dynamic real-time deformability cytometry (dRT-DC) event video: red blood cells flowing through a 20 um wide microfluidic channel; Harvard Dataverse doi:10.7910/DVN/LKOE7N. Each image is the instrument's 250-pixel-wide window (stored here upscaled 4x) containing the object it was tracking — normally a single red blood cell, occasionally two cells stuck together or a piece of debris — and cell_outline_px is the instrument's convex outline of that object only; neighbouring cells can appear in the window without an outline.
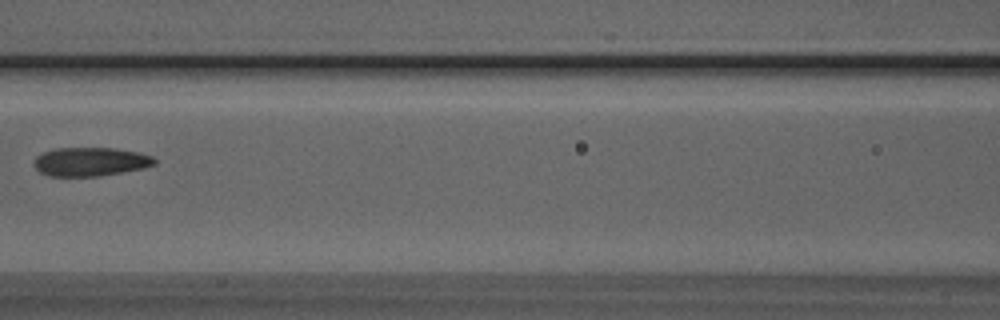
{"species": "Egyptian fruit bat (a non-hibernating species)", "species_latin": "Rousettus aegyptiacus", "temperature_condition": "room temperature", "stored_images_in_passage": 7, "camera_frame_rate_fps": 3000, "um_per_image_px": 0.085, "animal": {"sex": "male"}, "frame": {"image": 1, "passage_image": 6, "time_ms": 1.667, "image_size_px": [1000, 320], "cell_outline_px": [[156, 164], [144, 168], [100, 176], [48, 176], [40, 172], [32, 164], [36, 156], [44, 152], [56, 148], [112, 148], [136, 152], [152, 156], [156, 160]], "centroid_in_image_um": [7.66, 13.75], "position_along_channel_um": 158.9, "area_um2": 20.17}}